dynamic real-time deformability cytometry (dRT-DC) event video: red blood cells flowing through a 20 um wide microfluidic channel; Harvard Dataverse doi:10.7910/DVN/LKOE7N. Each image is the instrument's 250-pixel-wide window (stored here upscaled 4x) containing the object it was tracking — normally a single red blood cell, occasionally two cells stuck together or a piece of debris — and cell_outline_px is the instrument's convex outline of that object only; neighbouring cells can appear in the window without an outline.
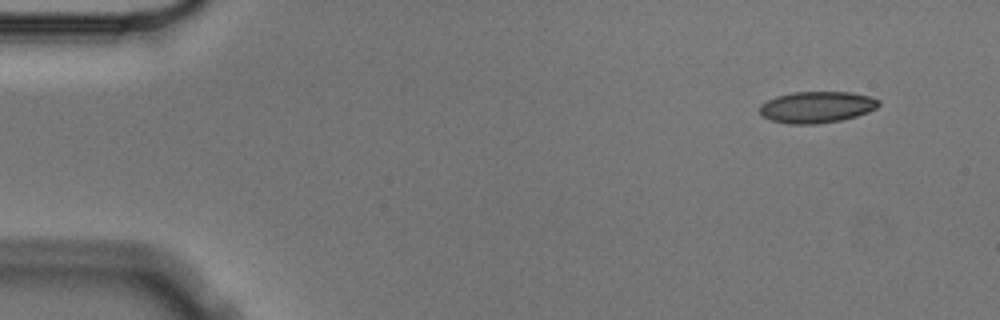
{"species": "Egyptian fruit bat (a non-hibernating species)", "species_latin": "Rousettus aegyptiacus", "temperature_condition": "cold", "stored_images_in_passage": 5, "segment_of_instrument_passage": [1, 2], "camera_frame_rate_fps": 3000, "um_per_image_px": 0.085, "animal": {"sex": "male"}, "frame": {"image": 1, "passage_image": 1, "time_ms": 0.0, "image_size_px": [1000, 320], "cell_outline_px": [[880, 104], [876, 108], [868, 112], [856, 116], [840, 120], [816, 124], [788, 124], [772, 120], [760, 116], [760, 104], [776, 96], [792, 92], [852, 92], [868, 96], [880, 100]], "centroid_in_image_um": [69.41, 9.1], "position_along_channel_um": 15.6, "area_um2": 21.85}}
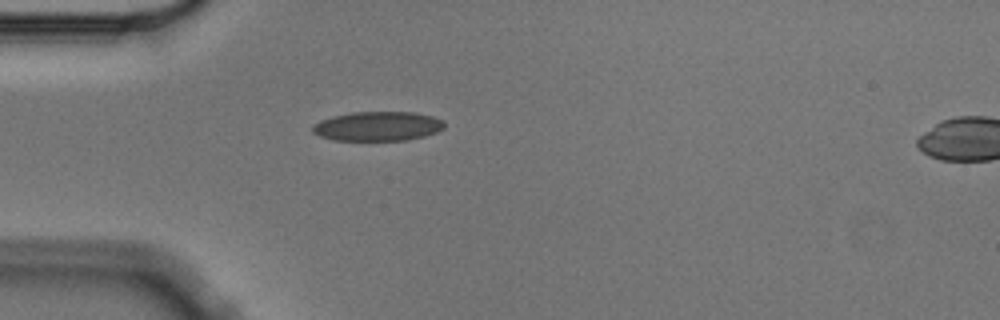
{"frame": {"image": 2, "passage_image": 4, "time_ms": 1.0, "image_size_px": [1000, 320], "cell_outline_px": [[444, 128], [436, 132], [424, 136], [408, 140], [332, 140], [320, 136], [312, 132], [312, 124], [320, 120], [332, 116], [352, 112], [416, 112], [432, 116], [444, 120]], "centroid_in_image_um": [32.09, 10.72], "position_along_channel_um": 52.9, "area_um2": 22.72}}